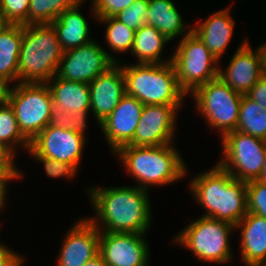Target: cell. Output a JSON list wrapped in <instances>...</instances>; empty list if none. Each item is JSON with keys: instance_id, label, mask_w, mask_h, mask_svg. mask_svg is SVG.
I'll return each instance as SVG.
<instances>
[{"instance_id": "obj_26", "label": "cell", "mask_w": 266, "mask_h": 266, "mask_svg": "<svg viewBox=\"0 0 266 266\" xmlns=\"http://www.w3.org/2000/svg\"><path fill=\"white\" fill-rule=\"evenodd\" d=\"M236 130L266 141V110L246 95H242Z\"/></svg>"}, {"instance_id": "obj_23", "label": "cell", "mask_w": 266, "mask_h": 266, "mask_svg": "<svg viewBox=\"0 0 266 266\" xmlns=\"http://www.w3.org/2000/svg\"><path fill=\"white\" fill-rule=\"evenodd\" d=\"M23 38V25L8 24L0 31V85L18 83V57Z\"/></svg>"}, {"instance_id": "obj_22", "label": "cell", "mask_w": 266, "mask_h": 266, "mask_svg": "<svg viewBox=\"0 0 266 266\" xmlns=\"http://www.w3.org/2000/svg\"><path fill=\"white\" fill-rule=\"evenodd\" d=\"M149 8L145 14V23L159 30L170 41L192 32L183 22L181 14L172 0H148Z\"/></svg>"}, {"instance_id": "obj_13", "label": "cell", "mask_w": 266, "mask_h": 266, "mask_svg": "<svg viewBox=\"0 0 266 266\" xmlns=\"http://www.w3.org/2000/svg\"><path fill=\"white\" fill-rule=\"evenodd\" d=\"M181 105H144L135 135L128 145L161 146L174 140Z\"/></svg>"}, {"instance_id": "obj_33", "label": "cell", "mask_w": 266, "mask_h": 266, "mask_svg": "<svg viewBox=\"0 0 266 266\" xmlns=\"http://www.w3.org/2000/svg\"><path fill=\"white\" fill-rule=\"evenodd\" d=\"M247 183V212L266 218V184L258 180Z\"/></svg>"}, {"instance_id": "obj_3", "label": "cell", "mask_w": 266, "mask_h": 266, "mask_svg": "<svg viewBox=\"0 0 266 266\" xmlns=\"http://www.w3.org/2000/svg\"><path fill=\"white\" fill-rule=\"evenodd\" d=\"M115 155L138 187L148 190L151 186H162L177 182L187 174V166L178 150L171 144L161 146L126 145Z\"/></svg>"}, {"instance_id": "obj_4", "label": "cell", "mask_w": 266, "mask_h": 266, "mask_svg": "<svg viewBox=\"0 0 266 266\" xmlns=\"http://www.w3.org/2000/svg\"><path fill=\"white\" fill-rule=\"evenodd\" d=\"M63 52L51 24L23 25L18 83H47L56 75Z\"/></svg>"}, {"instance_id": "obj_6", "label": "cell", "mask_w": 266, "mask_h": 266, "mask_svg": "<svg viewBox=\"0 0 266 266\" xmlns=\"http://www.w3.org/2000/svg\"><path fill=\"white\" fill-rule=\"evenodd\" d=\"M23 136L31 142L50 124L52 96L46 83H16L4 88Z\"/></svg>"}, {"instance_id": "obj_10", "label": "cell", "mask_w": 266, "mask_h": 266, "mask_svg": "<svg viewBox=\"0 0 266 266\" xmlns=\"http://www.w3.org/2000/svg\"><path fill=\"white\" fill-rule=\"evenodd\" d=\"M223 156L217 164L240 181L258 180L266 154V141L233 131L222 139Z\"/></svg>"}, {"instance_id": "obj_2", "label": "cell", "mask_w": 266, "mask_h": 266, "mask_svg": "<svg viewBox=\"0 0 266 266\" xmlns=\"http://www.w3.org/2000/svg\"><path fill=\"white\" fill-rule=\"evenodd\" d=\"M188 188L206 210L204 217L235 226L247 214V183L235 179L218 164L198 174Z\"/></svg>"}, {"instance_id": "obj_7", "label": "cell", "mask_w": 266, "mask_h": 266, "mask_svg": "<svg viewBox=\"0 0 266 266\" xmlns=\"http://www.w3.org/2000/svg\"><path fill=\"white\" fill-rule=\"evenodd\" d=\"M233 230L235 226L228 222L201 216L190 222L173 241L193 252L198 260L224 264L233 257L229 239Z\"/></svg>"}, {"instance_id": "obj_16", "label": "cell", "mask_w": 266, "mask_h": 266, "mask_svg": "<svg viewBox=\"0 0 266 266\" xmlns=\"http://www.w3.org/2000/svg\"><path fill=\"white\" fill-rule=\"evenodd\" d=\"M144 104L125 94L116 108L99 125L112 152L128 145L137 128Z\"/></svg>"}, {"instance_id": "obj_12", "label": "cell", "mask_w": 266, "mask_h": 266, "mask_svg": "<svg viewBox=\"0 0 266 266\" xmlns=\"http://www.w3.org/2000/svg\"><path fill=\"white\" fill-rule=\"evenodd\" d=\"M85 143L86 138L75 131L49 124L30 142V148L40 156L70 164L77 171Z\"/></svg>"}, {"instance_id": "obj_34", "label": "cell", "mask_w": 266, "mask_h": 266, "mask_svg": "<svg viewBox=\"0 0 266 266\" xmlns=\"http://www.w3.org/2000/svg\"><path fill=\"white\" fill-rule=\"evenodd\" d=\"M27 151H29V154H31L37 162L39 161L40 163H43L47 176L53 178L65 177L71 179L75 177L77 171L70 164L46 156H40L30 147Z\"/></svg>"}, {"instance_id": "obj_37", "label": "cell", "mask_w": 266, "mask_h": 266, "mask_svg": "<svg viewBox=\"0 0 266 266\" xmlns=\"http://www.w3.org/2000/svg\"><path fill=\"white\" fill-rule=\"evenodd\" d=\"M24 258L0 243V266H22Z\"/></svg>"}, {"instance_id": "obj_21", "label": "cell", "mask_w": 266, "mask_h": 266, "mask_svg": "<svg viewBox=\"0 0 266 266\" xmlns=\"http://www.w3.org/2000/svg\"><path fill=\"white\" fill-rule=\"evenodd\" d=\"M84 0L74 7L64 11L51 25L57 33L63 51L83 46L92 41L89 36L90 28L85 17L80 13Z\"/></svg>"}, {"instance_id": "obj_42", "label": "cell", "mask_w": 266, "mask_h": 266, "mask_svg": "<svg viewBox=\"0 0 266 266\" xmlns=\"http://www.w3.org/2000/svg\"><path fill=\"white\" fill-rule=\"evenodd\" d=\"M263 53V59H264V75L266 76V42L262 43L260 45Z\"/></svg>"}, {"instance_id": "obj_9", "label": "cell", "mask_w": 266, "mask_h": 266, "mask_svg": "<svg viewBox=\"0 0 266 266\" xmlns=\"http://www.w3.org/2000/svg\"><path fill=\"white\" fill-rule=\"evenodd\" d=\"M192 95L196 109L209 127L220 131V137L237 129L242 94L229 88L221 78L199 86Z\"/></svg>"}, {"instance_id": "obj_39", "label": "cell", "mask_w": 266, "mask_h": 266, "mask_svg": "<svg viewBox=\"0 0 266 266\" xmlns=\"http://www.w3.org/2000/svg\"><path fill=\"white\" fill-rule=\"evenodd\" d=\"M8 180L12 181L13 179L0 177V211L3 210L5 204L4 202H6L5 196L7 193Z\"/></svg>"}, {"instance_id": "obj_14", "label": "cell", "mask_w": 266, "mask_h": 266, "mask_svg": "<svg viewBox=\"0 0 266 266\" xmlns=\"http://www.w3.org/2000/svg\"><path fill=\"white\" fill-rule=\"evenodd\" d=\"M219 78L233 91L245 95L264 76V59L260 46L252 50L246 37Z\"/></svg>"}, {"instance_id": "obj_1", "label": "cell", "mask_w": 266, "mask_h": 266, "mask_svg": "<svg viewBox=\"0 0 266 266\" xmlns=\"http://www.w3.org/2000/svg\"><path fill=\"white\" fill-rule=\"evenodd\" d=\"M147 191L138 186L89 187L96 216L88 220L99 231L146 234L152 222Z\"/></svg>"}, {"instance_id": "obj_8", "label": "cell", "mask_w": 266, "mask_h": 266, "mask_svg": "<svg viewBox=\"0 0 266 266\" xmlns=\"http://www.w3.org/2000/svg\"><path fill=\"white\" fill-rule=\"evenodd\" d=\"M218 63L194 32L182 37L172 53L177 81L187 95L219 77Z\"/></svg>"}, {"instance_id": "obj_19", "label": "cell", "mask_w": 266, "mask_h": 266, "mask_svg": "<svg viewBox=\"0 0 266 266\" xmlns=\"http://www.w3.org/2000/svg\"><path fill=\"white\" fill-rule=\"evenodd\" d=\"M241 230V259L247 266H266V218L247 212L235 225Z\"/></svg>"}, {"instance_id": "obj_31", "label": "cell", "mask_w": 266, "mask_h": 266, "mask_svg": "<svg viewBox=\"0 0 266 266\" xmlns=\"http://www.w3.org/2000/svg\"><path fill=\"white\" fill-rule=\"evenodd\" d=\"M30 0H0V12L8 24L28 25Z\"/></svg>"}, {"instance_id": "obj_27", "label": "cell", "mask_w": 266, "mask_h": 266, "mask_svg": "<svg viewBox=\"0 0 266 266\" xmlns=\"http://www.w3.org/2000/svg\"><path fill=\"white\" fill-rule=\"evenodd\" d=\"M0 144L13 157H16V147L22 146L25 150L30 147V142L19 130L12 107L4 98L0 101Z\"/></svg>"}, {"instance_id": "obj_38", "label": "cell", "mask_w": 266, "mask_h": 266, "mask_svg": "<svg viewBox=\"0 0 266 266\" xmlns=\"http://www.w3.org/2000/svg\"><path fill=\"white\" fill-rule=\"evenodd\" d=\"M245 95L266 110V76L264 75L258 80Z\"/></svg>"}, {"instance_id": "obj_24", "label": "cell", "mask_w": 266, "mask_h": 266, "mask_svg": "<svg viewBox=\"0 0 266 266\" xmlns=\"http://www.w3.org/2000/svg\"><path fill=\"white\" fill-rule=\"evenodd\" d=\"M46 84L52 101L64 111H90L89 84L65 80L56 75Z\"/></svg>"}, {"instance_id": "obj_29", "label": "cell", "mask_w": 266, "mask_h": 266, "mask_svg": "<svg viewBox=\"0 0 266 266\" xmlns=\"http://www.w3.org/2000/svg\"><path fill=\"white\" fill-rule=\"evenodd\" d=\"M96 20L107 25L104 38H106L105 41L108 43L109 49H111L112 52L123 53L129 50L131 53L135 30L124 25L115 16Z\"/></svg>"}, {"instance_id": "obj_43", "label": "cell", "mask_w": 266, "mask_h": 266, "mask_svg": "<svg viewBox=\"0 0 266 266\" xmlns=\"http://www.w3.org/2000/svg\"><path fill=\"white\" fill-rule=\"evenodd\" d=\"M7 25L8 23L6 22V20L4 19V16L0 12V31L3 30Z\"/></svg>"}, {"instance_id": "obj_5", "label": "cell", "mask_w": 266, "mask_h": 266, "mask_svg": "<svg viewBox=\"0 0 266 266\" xmlns=\"http://www.w3.org/2000/svg\"><path fill=\"white\" fill-rule=\"evenodd\" d=\"M125 94L144 105H182L187 94L180 88L172 62L122 65Z\"/></svg>"}, {"instance_id": "obj_36", "label": "cell", "mask_w": 266, "mask_h": 266, "mask_svg": "<svg viewBox=\"0 0 266 266\" xmlns=\"http://www.w3.org/2000/svg\"><path fill=\"white\" fill-rule=\"evenodd\" d=\"M15 158L0 144V177L16 179L23 177L19 169L14 164Z\"/></svg>"}, {"instance_id": "obj_28", "label": "cell", "mask_w": 266, "mask_h": 266, "mask_svg": "<svg viewBox=\"0 0 266 266\" xmlns=\"http://www.w3.org/2000/svg\"><path fill=\"white\" fill-rule=\"evenodd\" d=\"M81 0H30L28 25L51 24Z\"/></svg>"}, {"instance_id": "obj_11", "label": "cell", "mask_w": 266, "mask_h": 266, "mask_svg": "<svg viewBox=\"0 0 266 266\" xmlns=\"http://www.w3.org/2000/svg\"><path fill=\"white\" fill-rule=\"evenodd\" d=\"M99 46L95 40L63 52L56 76L89 84L98 75L120 61Z\"/></svg>"}, {"instance_id": "obj_20", "label": "cell", "mask_w": 266, "mask_h": 266, "mask_svg": "<svg viewBox=\"0 0 266 266\" xmlns=\"http://www.w3.org/2000/svg\"><path fill=\"white\" fill-rule=\"evenodd\" d=\"M229 11L228 8L217 11L204 22L197 23V27L192 28V32L200 38L218 62L230 43L235 26Z\"/></svg>"}, {"instance_id": "obj_41", "label": "cell", "mask_w": 266, "mask_h": 266, "mask_svg": "<svg viewBox=\"0 0 266 266\" xmlns=\"http://www.w3.org/2000/svg\"><path fill=\"white\" fill-rule=\"evenodd\" d=\"M258 181L266 184V154H265V158H264V164H263L261 176L258 178Z\"/></svg>"}, {"instance_id": "obj_32", "label": "cell", "mask_w": 266, "mask_h": 266, "mask_svg": "<svg viewBox=\"0 0 266 266\" xmlns=\"http://www.w3.org/2000/svg\"><path fill=\"white\" fill-rule=\"evenodd\" d=\"M148 8V0H136L131 6L120 11L115 17L127 27L137 31L146 24L145 14Z\"/></svg>"}, {"instance_id": "obj_30", "label": "cell", "mask_w": 266, "mask_h": 266, "mask_svg": "<svg viewBox=\"0 0 266 266\" xmlns=\"http://www.w3.org/2000/svg\"><path fill=\"white\" fill-rule=\"evenodd\" d=\"M88 113V111L67 112L61 109L57 104L52 102L50 124L56 127L73 130L77 134L85 137L86 118Z\"/></svg>"}, {"instance_id": "obj_40", "label": "cell", "mask_w": 266, "mask_h": 266, "mask_svg": "<svg viewBox=\"0 0 266 266\" xmlns=\"http://www.w3.org/2000/svg\"><path fill=\"white\" fill-rule=\"evenodd\" d=\"M83 266H107L100 253L95 255L92 259L88 260Z\"/></svg>"}, {"instance_id": "obj_44", "label": "cell", "mask_w": 266, "mask_h": 266, "mask_svg": "<svg viewBox=\"0 0 266 266\" xmlns=\"http://www.w3.org/2000/svg\"><path fill=\"white\" fill-rule=\"evenodd\" d=\"M3 93H4V91H0V101H1L2 98H3Z\"/></svg>"}, {"instance_id": "obj_15", "label": "cell", "mask_w": 266, "mask_h": 266, "mask_svg": "<svg viewBox=\"0 0 266 266\" xmlns=\"http://www.w3.org/2000/svg\"><path fill=\"white\" fill-rule=\"evenodd\" d=\"M145 234L100 231L99 253L107 266H148Z\"/></svg>"}, {"instance_id": "obj_17", "label": "cell", "mask_w": 266, "mask_h": 266, "mask_svg": "<svg viewBox=\"0 0 266 266\" xmlns=\"http://www.w3.org/2000/svg\"><path fill=\"white\" fill-rule=\"evenodd\" d=\"M100 231L87 218L80 219L66 233L57 266H83L99 253Z\"/></svg>"}, {"instance_id": "obj_25", "label": "cell", "mask_w": 266, "mask_h": 266, "mask_svg": "<svg viewBox=\"0 0 266 266\" xmlns=\"http://www.w3.org/2000/svg\"><path fill=\"white\" fill-rule=\"evenodd\" d=\"M169 41L159 30L144 24L135 31L131 54L137 58V63L164 64L172 62V55L167 60H162L161 57L163 49Z\"/></svg>"}, {"instance_id": "obj_45", "label": "cell", "mask_w": 266, "mask_h": 266, "mask_svg": "<svg viewBox=\"0 0 266 266\" xmlns=\"http://www.w3.org/2000/svg\"><path fill=\"white\" fill-rule=\"evenodd\" d=\"M0 91H4V87L0 85Z\"/></svg>"}, {"instance_id": "obj_18", "label": "cell", "mask_w": 266, "mask_h": 266, "mask_svg": "<svg viewBox=\"0 0 266 266\" xmlns=\"http://www.w3.org/2000/svg\"><path fill=\"white\" fill-rule=\"evenodd\" d=\"M90 111L100 124L116 108L125 95V79L121 64L115 63L89 83Z\"/></svg>"}, {"instance_id": "obj_35", "label": "cell", "mask_w": 266, "mask_h": 266, "mask_svg": "<svg viewBox=\"0 0 266 266\" xmlns=\"http://www.w3.org/2000/svg\"><path fill=\"white\" fill-rule=\"evenodd\" d=\"M136 0H92L91 13L94 18L116 16L120 11L131 6Z\"/></svg>"}]
</instances>
